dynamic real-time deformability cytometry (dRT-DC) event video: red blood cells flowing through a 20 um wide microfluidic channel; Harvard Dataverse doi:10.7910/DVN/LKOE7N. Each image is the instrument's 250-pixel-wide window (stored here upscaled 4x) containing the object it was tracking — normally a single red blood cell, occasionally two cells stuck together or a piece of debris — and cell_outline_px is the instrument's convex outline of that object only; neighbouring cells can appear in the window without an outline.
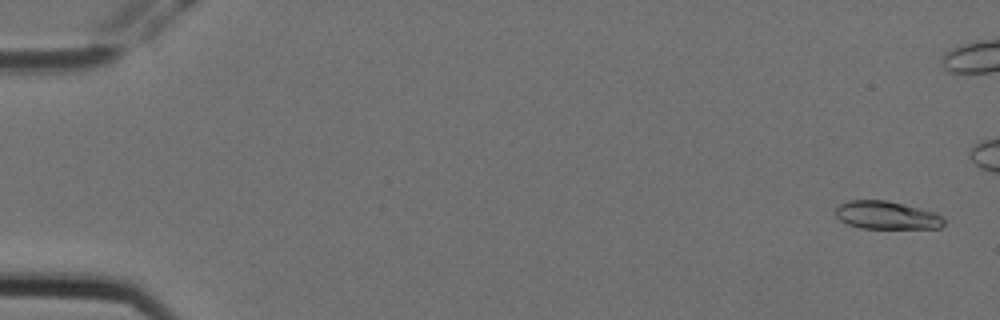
{"species": "Egyptian fruit bat (a non-hibernating species)", "species_latin": "Rousettus aegyptiacus", "temperature_condition": "cold", "stored_images_in_passage": 8, "camera_frame_rate_fps": 3000, "um_per_image_px": 0.085, "animal": {"sex": "female"}, "frame": {"image": 1, "passage_image": 1, "time_ms": 0.0, "image_size_px": [1000, 320], "cell_outline_px": [[944, 224], [940, 228], [860, 228], [848, 224], [840, 220], [836, 216], [836, 208], [840, 204], [848, 200], [888, 200], [936, 212], [944, 220]], "centroid_in_image_um": [75.36, 18.29], "position_along_channel_um": 9.6, "area_um2": 17.69}}